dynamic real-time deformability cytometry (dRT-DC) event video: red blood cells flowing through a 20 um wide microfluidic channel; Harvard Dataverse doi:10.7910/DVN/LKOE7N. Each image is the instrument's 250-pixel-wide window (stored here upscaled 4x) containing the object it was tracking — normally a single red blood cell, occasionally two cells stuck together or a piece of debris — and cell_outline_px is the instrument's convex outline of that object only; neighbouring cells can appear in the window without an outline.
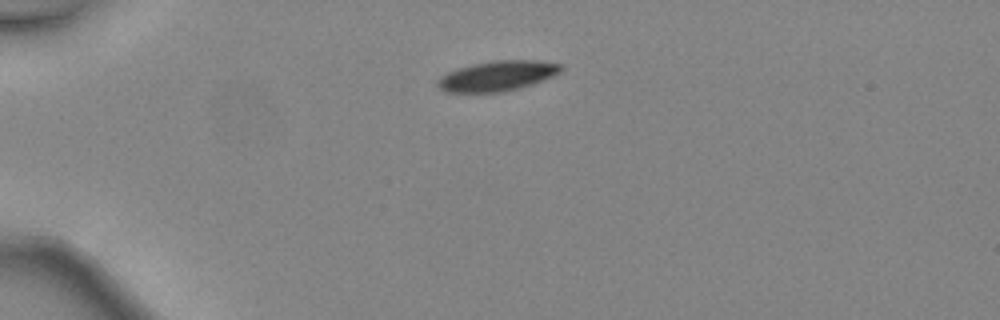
{"species": "common noctule bat (a hibernating species)", "species_latin": "Nyctalus noctula", "temperature_condition": "warm", "stored_images_in_passage": 31, "camera_frame_rate_fps": 3000, "um_per_image_px": 0.085, "animal": {"sex": "female", "body_mass_g": 24.6, "forearm_length_mm": 56.2}, "frame": {"image": 1, "passage_image": 1, "time_ms": 0.0, "image_size_px": [1000, 320], "cell_outline_px": [[564, 68], [560, 72], [544, 80], [520, 88], [504, 92], [444, 92], [436, 84], [440, 76], [456, 68], [472, 64], [496, 60], [536, 60], [560, 64]], "centroid_in_image_um": [42.26, 6.45], "position_along_channel_um": 42.7, "area_um2": 21.73}}
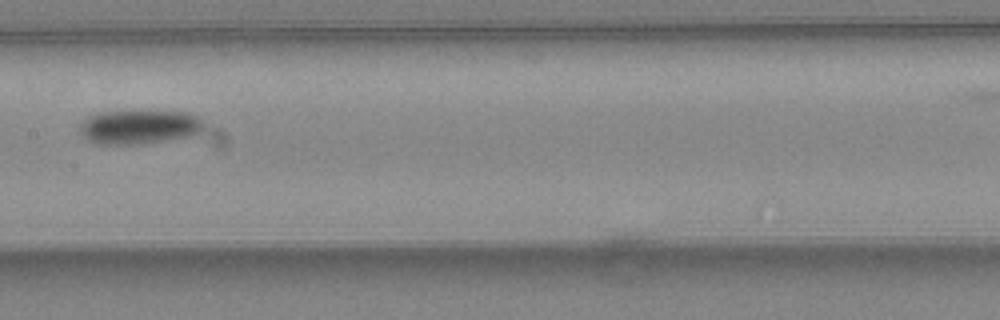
{"frame": {"image": 2, "passage_image": 14, "time_ms": 4.333, "image_size_px": [1000, 320], "cell_outline_px": [[204, 128], [200, 132], [188, 136], [140, 144], [96, 144], [88, 140], [80, 132], [80, 124], [88, 116], [96, 112], [132, 108], [192, 112], [204, 120]], "centroid_in_image_um": [11.85, 10.71], "position_along_channel_um": 195.6, "area_um2": 25.89}}
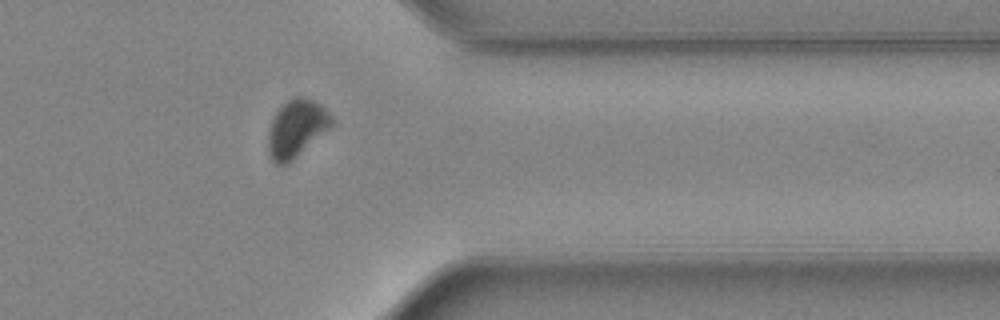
{"frame": {"image": 3, "passage_image": 27, "time_ms": 8.667, "image_size_px": [1000, 320], "cell_outline_px": [[336, 124], [288, 164], [276, 164], [272, 160], [268, 148], [268, 132], [272, 120], [276, 112], [288, 100], [296, 96], [300, 96], [312, 100], [320, 104], [332, 116]], "centroid_in_image_um": [25.24, 10.93], "position_along_channel_um": 386.2, "area_um2": 21.27}}